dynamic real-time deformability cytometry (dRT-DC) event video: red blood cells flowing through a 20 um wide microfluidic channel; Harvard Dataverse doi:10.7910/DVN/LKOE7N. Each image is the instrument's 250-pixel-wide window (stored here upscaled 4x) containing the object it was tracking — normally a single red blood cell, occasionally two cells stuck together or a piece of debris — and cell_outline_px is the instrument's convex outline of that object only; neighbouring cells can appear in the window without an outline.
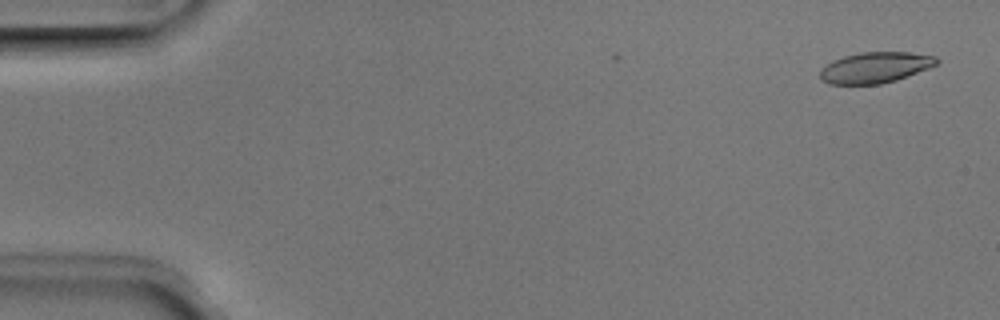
{"species": "Egyptian fruit bat (a non-hibernating species)", "species_latin": "Rousettus aegyptiacus", "temperature_condition": "room temperature", "stored_images_in_passage": 8, "camera_frame_rate_fps": 3000, "um_per_image_px": 0.085, "animal": {"sex": "male"}, "frame": {"image": 1, "passage_image": 1, "time_ms": 0.0, "image_size_px": [1000, 320], "cell_outline_px": [[940, 60], [936, 64], [928, 68], [896, 80], [880, 84], [828, 84], [820, 76], [820, 68], [844, 56], [860, 52], [912, 52], [936, 56]], "centroid_in_image_um": [74.42, 5.73], "position_along_channel_um": 10.6, "area_um2": 20.81}}
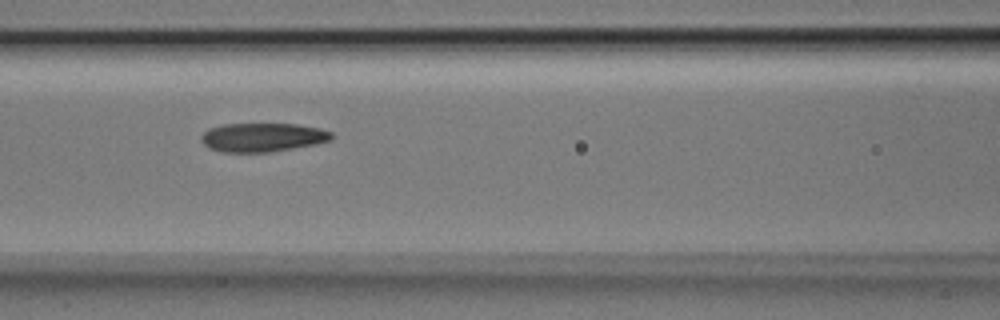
{"frame": {"image": 2, "passage_image": 7, "time_ms": 2.0, "image_size_px": [1000, 320], "cell_outline_px": [[332, 140], [316, 144], [268, 152], [224, 152], [208, 148], [200, 140], [200, 136], [208, 128], [224, 124], [296, 124], [320, 128], [332, 132]], "centroid_in_image_um": [22.3, 11.67], "position_along_channel_um": 144.3, "area_um2": 21.91}}
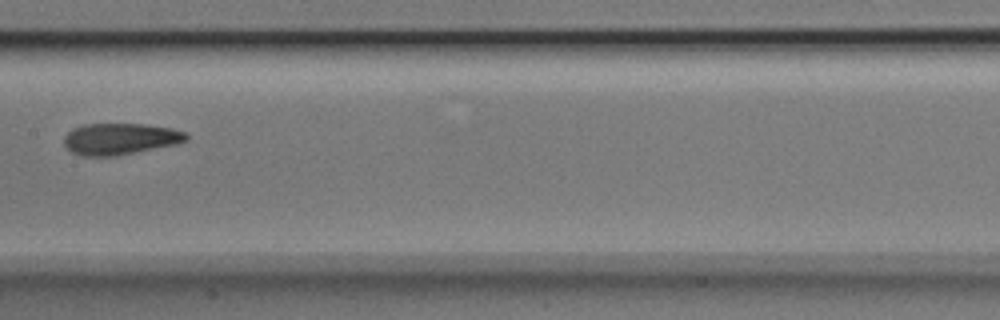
{"frame": {"image": 3, "passage_image": 8, "time_ms": 2.333, "image_size_px": [1000, 320], "cell_outline_px": [[188, 140], [180, 144], [112, 156], [84, 156], [72, 152], [64, 144], [64, 136], [72, 128], [84, 124], [144, 124], [172, 128], [188, 132]], "centroid_in_image_um": [10.25, 11.8], "position_along_channel_um": 197.1, "area_um2": 22.54}}